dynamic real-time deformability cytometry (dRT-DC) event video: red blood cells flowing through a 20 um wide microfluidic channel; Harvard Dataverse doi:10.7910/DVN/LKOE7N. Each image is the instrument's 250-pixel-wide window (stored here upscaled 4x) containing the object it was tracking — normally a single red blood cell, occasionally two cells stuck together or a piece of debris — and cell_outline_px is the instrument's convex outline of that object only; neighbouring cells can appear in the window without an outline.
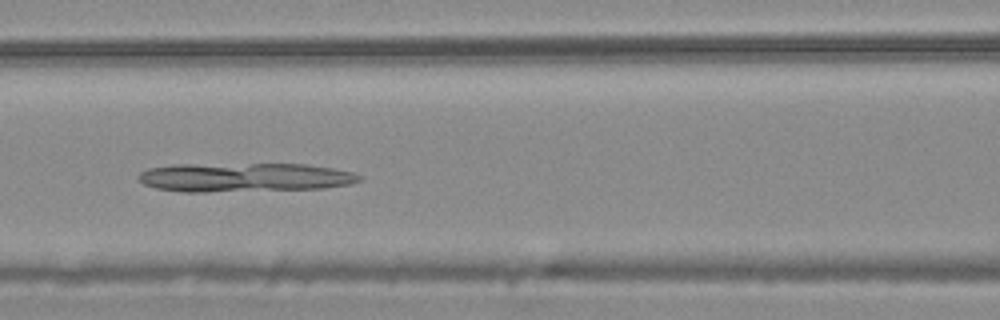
{"species": "common noctule bat (a hibernating species)", "species_latin": "Nyctalus noctula", "temperature_condition": "warm", "stored_images_in_passage": 40, "camera_frame_rate_fps": 3000, "um_per_image_px": 0.085, "animal": {"sex": "male", "body_mass_g": 20.4}, "frame": {"image": 1, "passage_image": 10, "time_ms": 3.0, "image_size_px": [1000, 320], "cell_outline_px": [[364, 176], [360, 180], [352, 184], [324, 188], [204, 192], [180, 192], [156, 188], [144, 184], [140, 180], [140, 172], [148, 168], [176, 164], [308, 164], [332, 168], [352, 172]], "centroid_in_image_um": [20.8, 15.07], "position_along_channel_um": 145.8, "area_um2": 37.4}}
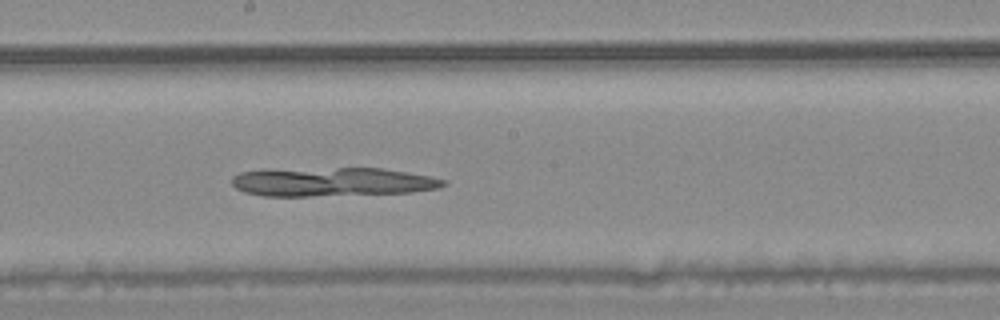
{"frame": {"image": 2, "passage_image": 16, "time_ms": 5.0, "image_size_px": [1000, 320], "cell_outline_px": [[448, 184], [440, 188], [412, 192], [312, 196], [264, 196], [244, 192], [236, 188], [232, 184], [232, 176], [240, 172], [264, 168], [380, 168], [428, 176], [448, 180]], "centroid_in_image_um": [28.18, 15.45], "position_along_channel_um": 220.0, "area_um2": 36.01}}
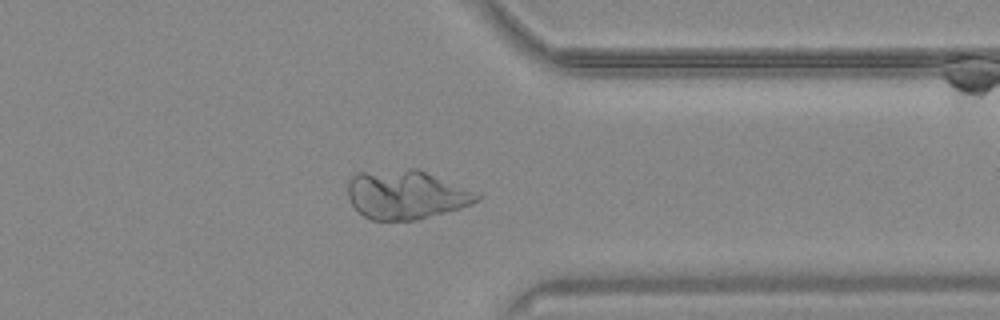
{"frame": {"image": 3, "passage_image": 29, "time_ms": 9.333, "image_size_px": [1000, 320], "cell_outline_px": [[484, 196], [480, 200], [472, 204], [460, 208], [412, 220], [372, 220], [364, 216], [352, 204], [348, 196], [348, 180], [356, 172], [412, 168], [416, 168], [480, 192]], "centroid_in_image_um": [34.55, 16.52], "position_along_channel_um": 376.8, "area_um2": 36.99}}